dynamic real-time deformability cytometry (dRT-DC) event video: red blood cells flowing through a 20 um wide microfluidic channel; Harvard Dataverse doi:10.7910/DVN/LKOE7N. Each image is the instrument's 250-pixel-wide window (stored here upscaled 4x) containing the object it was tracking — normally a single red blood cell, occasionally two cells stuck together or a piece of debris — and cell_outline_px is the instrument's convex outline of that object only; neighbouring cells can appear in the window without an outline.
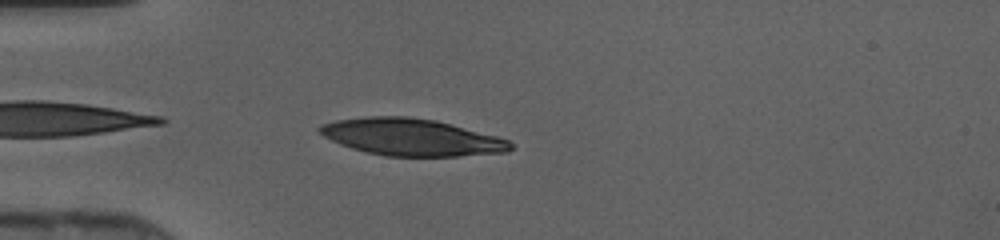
{"species": "human", "species_latin": "Homo sapiens", "temperature_condition": "cold", "stored_images_in_passage": 34, "camera_frame_rate_fps": 3000, "um_per_image_px": 0.085, "donor": {"sex": "female"}, "frame": {"image": 1, "passage_image": 1, "time_ms": 0.0, "image_size_px": [1000, 240], "cell_outline_px": [[512, 148], [508, 152], [456, 156], [384, 156], [352, 148], [340, 144], [324, 136], [316, 128], [320, 124], [336, 120], [372, 116], [408, 116], [436, 120], [496, 136], [508, 140], [512, 144]], "centroid_in_image_um": [34.96, 11.65], "position_along_channel_um": 50.0, "area_um2": 40.92}}
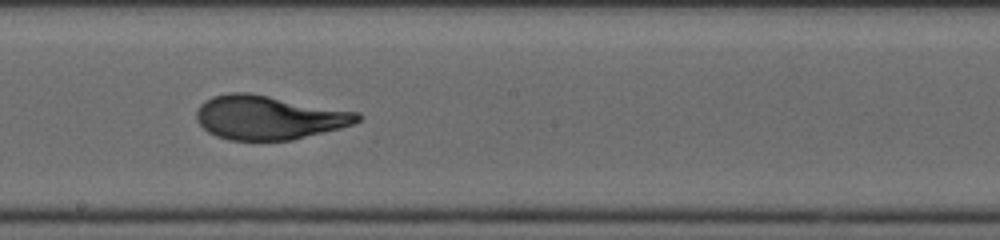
{"frame": {"image": 2, "passage_image": 14, "time_ms": 4.333, "image_size_px": [1000, 240], "cell_outline_px": [[364, 116], [360, 120], [352, 124], [340, 128], [292, 140], [228, 140], [216, 136], [208, 132], [196, 120], [196, 112], [200, 104], [204, 100], [212, 96], [232, 92], [248, 92], [360, 112]], "centroid_in_image_um": [22.84, 9.98], "position_along_channel_um": 225.4, "area_um2": 41.44}}
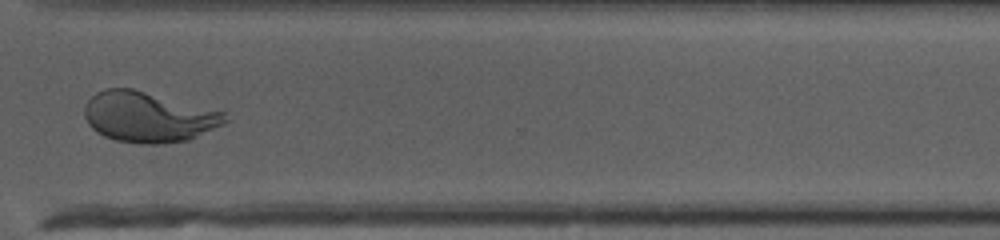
{"frame": {"image": 3, "passage_image": 23, "time_ms": 7.333, "image_size_px": [1000, 240], "cell_outline_px": [[228, 120], [224, 124], [188, 140], [156, 144], [140, 144], [116, 140], [104, 136], [96, 132], [88, 124], [84, 116], [84, 108], [88, 100], [96, 92], [104, 88], [132, 88], [224, 112]], "centroid_in_image_um": [12.57, 9.94], "position_along_channel_um": 358.0, "area_um2": 41.15}}